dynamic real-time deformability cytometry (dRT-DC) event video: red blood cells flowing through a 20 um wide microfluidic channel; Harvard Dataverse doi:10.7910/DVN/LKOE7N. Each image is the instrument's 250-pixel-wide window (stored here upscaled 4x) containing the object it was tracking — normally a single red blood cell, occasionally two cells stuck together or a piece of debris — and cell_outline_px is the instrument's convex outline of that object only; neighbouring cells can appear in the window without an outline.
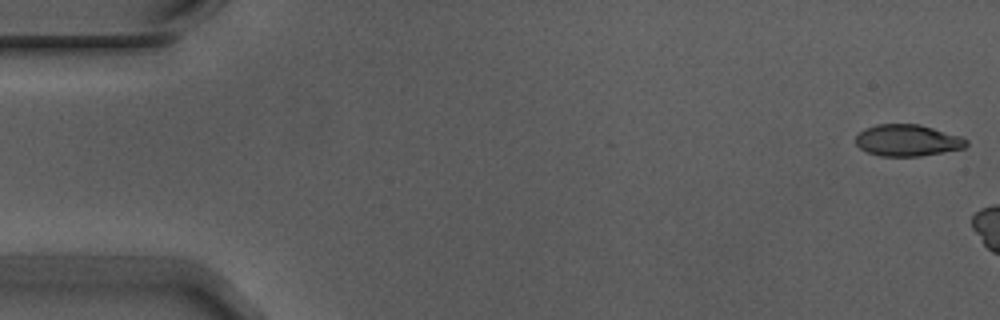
{"species": "Egyptian fruit bat (a non-hibernating species)", "species_latin": "Rousettus aegyptiacus", "temperature_condition": "warm", "stored_images_in_passage": 7, "camera_frame_rate_fps": 3000, "um_per_image_px": 0.085, "animal": {"sex": "male"}, "frame": {"image": 1, "passage_image": 1, "time_ms": 0.0, "image_size_px": [1000, 320], "cell_outline_px": [[968, 144], [964, 148], [944, 152], [920, 156], [880, 156], [868, 152], [860, 148], [856, 144], [856, 136], [864, 128], [876, 124], [920, 124], [964, 136], [968, 140]], "centroid_in_image_um": [77.18, 11.92], "position_along_channel_um": 7.8, "area_um2": 20.63}}